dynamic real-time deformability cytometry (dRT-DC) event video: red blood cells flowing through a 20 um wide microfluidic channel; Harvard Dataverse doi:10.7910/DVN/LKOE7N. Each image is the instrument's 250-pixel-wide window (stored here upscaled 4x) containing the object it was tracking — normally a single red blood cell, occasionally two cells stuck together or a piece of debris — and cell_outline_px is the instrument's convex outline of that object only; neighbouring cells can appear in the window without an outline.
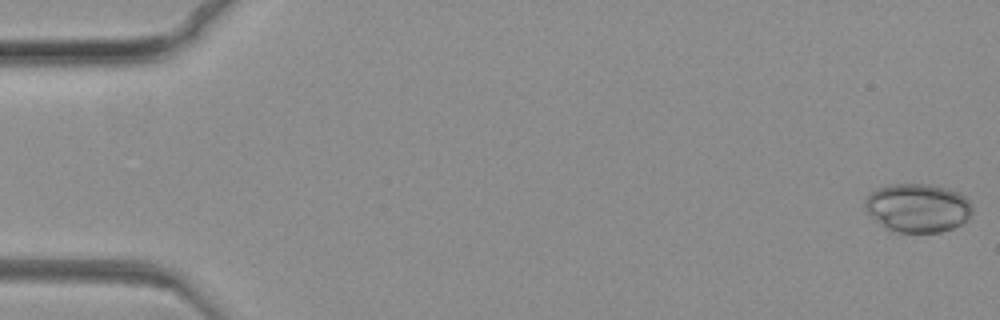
{"species": "common noctule bat (a hibernating species)", "species_latin": "Nyctalus noctula", "temperature_condition": "warm", "stored_images_in_passage": 19, "camera_frame_rate_fps": 3000, "um_per_image_px": 0.085, "animal": {"sex": "female", "body_mass_g": 19.3, "forearm_length_mm": 54.1}, "frame": {"image": 1, "passage_image": 1, "time_ms": 0.0, "image_size_px": [1000, 320], "cell_outline_px": [[972, 216], [960, 224], [952, 228], [940, 232], [896, 232], [884, 228], [868, 212], [864, 204], [864, 200], [876, 188], [888, 184], [928, 184], [948, 188], [964, 196], [968, 200], [972, 208]], "centroid_in_image_um": [78.0, 17.66], "position_along_channel_um": 7.0, "area_um2": 30.4}}